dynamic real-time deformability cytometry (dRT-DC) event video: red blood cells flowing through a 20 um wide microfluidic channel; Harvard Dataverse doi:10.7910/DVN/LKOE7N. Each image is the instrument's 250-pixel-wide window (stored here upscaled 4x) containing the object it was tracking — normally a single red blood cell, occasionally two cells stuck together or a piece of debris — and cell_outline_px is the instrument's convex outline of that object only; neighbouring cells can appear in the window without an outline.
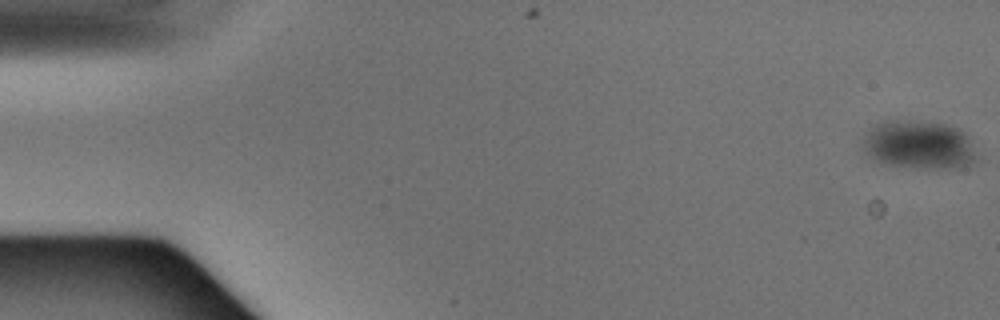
{"species": "Egyptian fruit bat (a non-hibernating species)", "species_latin": "Rousettus aegyptiacus", "temperature_condition": "warm", "stored_images_in_passage": 12, "camera_frame_rate_fps": 3000, "um_per_image_px": 0.085, "animal": {"sex": "male"}, "frame": {"image": 1, "passage_image": 1, "time_ms": 0.0, "image_size_px": [1000, 320], "cell_outline_px": [[976, 160], [960, 168], [916, 168], [888, 164], [876, 160], [864, 152], [860, 140], [872, 124], [884, 120], [912, 120], [944, 124], [960, 128], [964, 132], [976, 156]], "centroid_in_image_um": [78.02, 12.29], "position_along_channel_um": 7.0, "area_um2": 32.43}}